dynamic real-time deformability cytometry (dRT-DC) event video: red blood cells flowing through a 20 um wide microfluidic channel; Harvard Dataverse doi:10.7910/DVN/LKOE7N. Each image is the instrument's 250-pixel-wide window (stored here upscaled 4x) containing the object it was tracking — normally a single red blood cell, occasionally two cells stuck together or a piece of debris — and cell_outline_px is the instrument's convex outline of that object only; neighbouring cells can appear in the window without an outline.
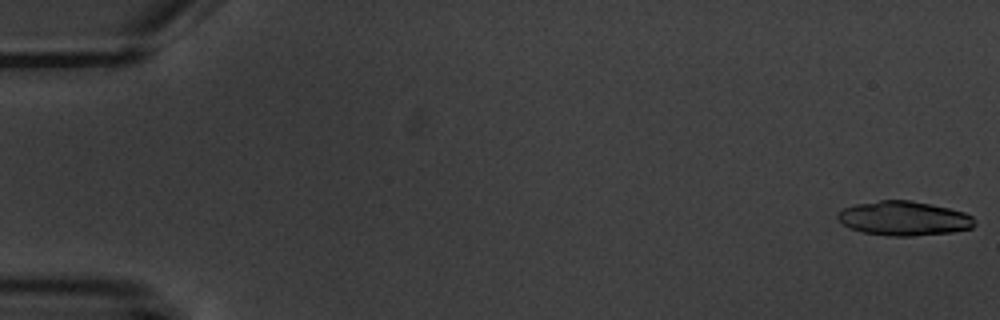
{"species": "common noctule bat (a hibernating species)", "species_latin": "Nyctalus noctula", "temperature_condition": "warm", "stored_images_in_passage": 6, "camera_frame_rate_fps": 3000, "um_per_image_px": 0.085, "animal": {"sex": "male", "body_mass_g": 20.1, "forearm_length_mm": 53.5}, "frame": {"image": 1, "passage_image": 1, "time_ms": 0.0, "image_size_px": [1000, 320], "cell_outline_px": [[976, 224], [972, 228], [952, 232], [912, 236], [888, 236], [864, 232], [852, 228], [844, 224], [836, 216], [836, 212], [844, 208], [856, 204], [880, 200], [908, 200], [932, 204], [964, 212], [972, 216], [976, 220]], "centroid_in_image_um": [76.86, 18.56], "position_along_channel_um": 8.1, "area_um2": 27.34}}
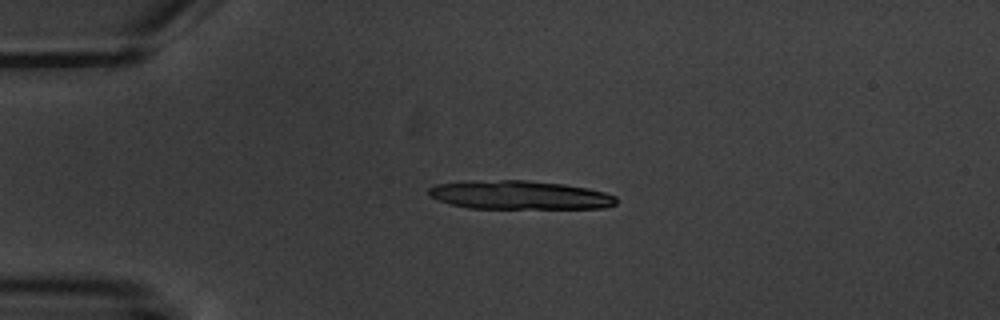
{"frame": {"image": 2, "passage_image": 5, "time_ms": 4.333, "image_size_px": [1000, 320], "cell_outline_px": [[616, 204], [604, 208], [468, 208], [452, 204], [428, 196], [428, 188], [436, 184], [468, 180], [528, 180], [564, 184], [588, 188], [604, 192], [616, 196]], "centroid_in_image_um": [44.14, 16.56], "position_along_channel_um": 40.9, "area_um2": 31.5}}